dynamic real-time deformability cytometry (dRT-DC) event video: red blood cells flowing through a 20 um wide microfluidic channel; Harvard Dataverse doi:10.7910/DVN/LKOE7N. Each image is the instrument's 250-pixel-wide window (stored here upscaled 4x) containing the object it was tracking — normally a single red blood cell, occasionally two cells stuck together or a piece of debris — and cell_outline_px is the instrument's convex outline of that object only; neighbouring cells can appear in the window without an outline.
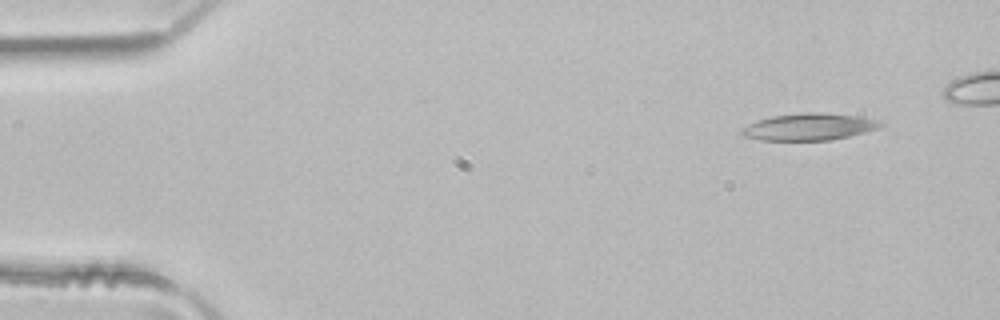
{"species": "common noctule bat (a hibernating species)", "species_latin": "Nyctalus noctula", "temperature_condition": "room temperature", "stored_images_in_passage": 3, "camera_frame_rate_fps": 3000, "um_per_image_px": 0.085, "animal": {"sex": "male", "body_mass_g": 21.5, "forearm_length_mm": 52.0}, "frame": {"image": 1, "passage_image": 3, "time_ms": 0.667, "image_size_px": [1000, 320], "cell_outline_px": [[884, 124], [876, 128], [864, 132], [832, 140], [760, 140], [740, 136], [740, 128], [760, 120], [772, 116], [804, 112], [820, 112], [856, 116], [876, 120]], "centroid_in_image_um": [68.7, 10.78], "position_along_channel_um": 16.3, "area_um2": 21.56}}